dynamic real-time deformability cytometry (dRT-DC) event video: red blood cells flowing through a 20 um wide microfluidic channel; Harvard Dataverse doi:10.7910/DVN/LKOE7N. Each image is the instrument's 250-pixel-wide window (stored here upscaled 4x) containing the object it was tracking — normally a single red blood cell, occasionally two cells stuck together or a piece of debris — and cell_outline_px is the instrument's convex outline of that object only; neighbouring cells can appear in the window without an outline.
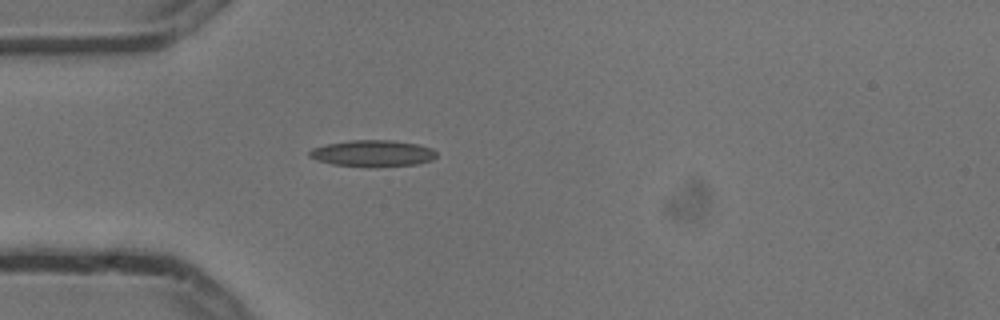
{"species": "common noctule bat (a hibernating species)", "species_latin": "Nyctalus noctula", "temperature_condition": "cold", "stored_images_in_passage": 1, "camera_frame_rate_fps": 3000, "um_per_image_px": 0.085, "animal": {"sex": "male", "body_mass_g": 13.3}, "frame": {"image": 1, "passage_image": 1, "time_ms": 0.0, "image_size_px": [1000, 320], "cell_outline_px": [[436, 156], [432, 160], [416, 164], [372, 168], [364, 168], [332, 164], [316, 160], [308, 156], [308, 152], [312, 148], [328, 144], [352, 140], [392, 140], [416, 144], [432, 148], [436, 152]], "centroid_in_image_um": [31.66, 13.06], "position_along_channel_um": 53.3, "area_um2": 19.88}}